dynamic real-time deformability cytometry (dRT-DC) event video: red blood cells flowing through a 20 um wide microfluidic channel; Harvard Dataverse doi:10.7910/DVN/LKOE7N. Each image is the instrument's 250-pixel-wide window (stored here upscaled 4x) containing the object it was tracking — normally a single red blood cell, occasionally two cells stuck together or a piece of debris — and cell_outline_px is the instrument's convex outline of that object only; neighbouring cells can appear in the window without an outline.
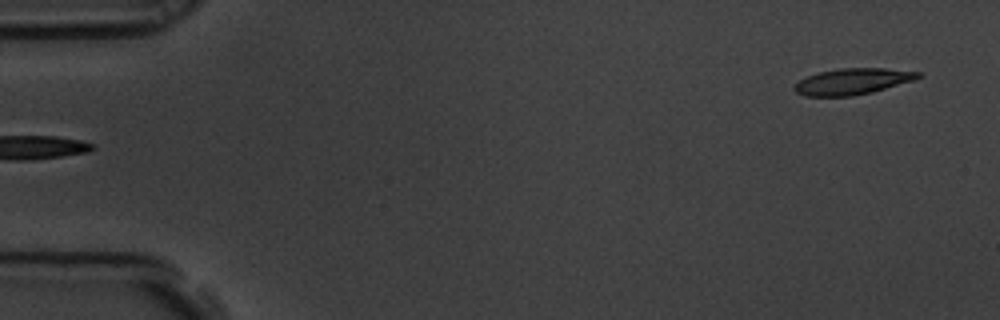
{"species": "common noctule bat (a hibernating species)", "species_latin": "Nyctalus noctula", "temperature_condition": "room temperature", "stored_images_in_passage": 6, "segment_of_instrument_passage": [2, 2], "camera_frame_rate_fps": 3000, "um_per_image_px": 0.085, "animal": {"sex": "male", "body_mass_g": 19.5, "forearm_length_mm": 54.6}, "frame": {"image": 1, "passage_image": 6, "time_ms": 1.667, "image_size_px": [1000, 320], "cell_outline_px": [[924, 76], [916, 80], [872, 92], [852, 96], [804, 96], [796, 92], [792, 88], [792, 84], [808, 76], [820, 72], [840, 68], [884, 68], [920, 72]], "centroid_in_image_um": [72.48, 6.92], "position_along_channel_um": 12.5, "area_um2": 19.02}}